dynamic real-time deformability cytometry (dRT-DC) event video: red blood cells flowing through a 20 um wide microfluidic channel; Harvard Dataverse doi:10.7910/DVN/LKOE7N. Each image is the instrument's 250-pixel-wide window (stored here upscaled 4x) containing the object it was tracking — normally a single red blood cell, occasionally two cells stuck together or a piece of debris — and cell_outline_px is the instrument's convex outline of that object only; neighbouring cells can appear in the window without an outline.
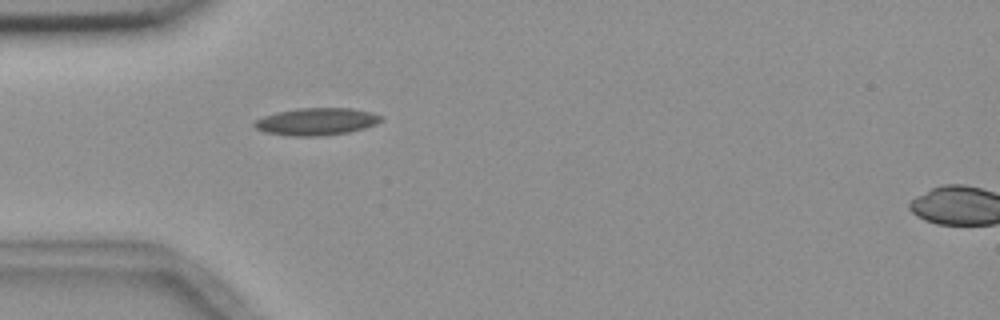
{"species": "common noctule bat (a hibernating species)", "species_latin": "Nyctalus noctula", "temperature_condition": "room temperature", "stored_images_in_passage": 3, "segment_of_instrument_passage": [1, 2], "camera_frame_rate_fps": 3000, "um_per_image_px": 0.085, "animal": {"sex": "female", "body_mass_g": 18.4}, "frame": {"image": 1, "passage_image": 2, "time_ms": 1.0, "image_size_px": [1000, 320], "cell_outline_px": [[384, 120], [376, 124], [364, 128], [348, 132], [320, 136], [292, 136], [264, 132], [256, 128], [252, 124], [256, 120], [264, 116], [276, 112], [300, 108], [352, 108], [372, 112], [384, 116]], "centroid_in_image_um": [26.93, 10.33], "position_along_channel_um": 58.1, "area_um2": 20.23}}